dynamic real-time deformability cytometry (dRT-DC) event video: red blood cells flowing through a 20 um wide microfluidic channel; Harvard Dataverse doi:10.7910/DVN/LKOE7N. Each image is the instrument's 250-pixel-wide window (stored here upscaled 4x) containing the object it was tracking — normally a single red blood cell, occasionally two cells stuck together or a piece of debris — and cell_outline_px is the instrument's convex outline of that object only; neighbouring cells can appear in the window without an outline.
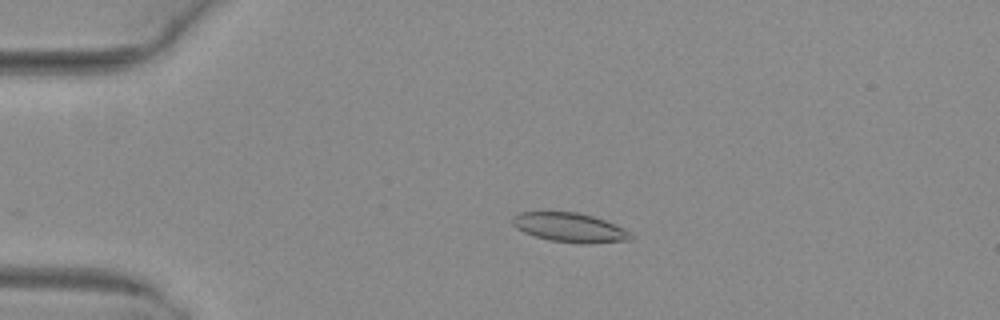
{"species": "common noctule bat (a hibernating species)", "species_latin": "Nyctalus noctula", "temperature_condition": "warm", "stored_images_in_passage": 32, "camera_frame_rate_fps": 3000, "um_per_image_px": 0.085, "animal": {"sex": "female", "body_mass_g": 29.2, "forearm_length_mm": 56.3}, "frame": {"image": 1, "passage_image": 3, "time_ms": 0.667, "image_size_px": [1000, 320], "cell_outline_px": [[636, 236], [632, 240], [588, 244], [580, 244], [548, 240], [524, 232], [516, 228], [512, 224], [512, 216], [520, 212], [544, 208], [580, 212], [604, 220], [624, 228]], "centroid_in_image_um": [48.39, 19.29], "position_along_channel_um": 36.6, "area_um2": 21.27}}
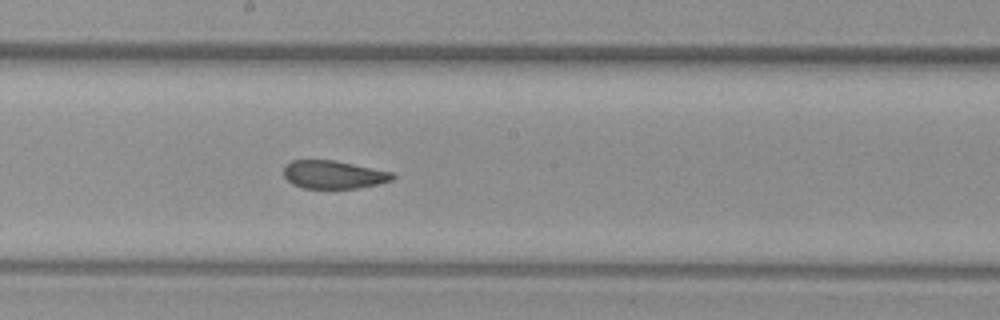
{"frame": {"image": 2, "passage_image": 20, "time_ms": 6.333, "image_size_px": [1000, 320], "cell_outline_px": [[396, 176], [392, 180], [380, 184], [356, 188], [304, 188], [292, 184], [284, 176], [284, 164], [292, 160], [332, 160], [392, 172]], "centroid_in_image_um": [28.33, 14.84], "position_along_channel_um": 219.9, "area_um2": 17.74}}
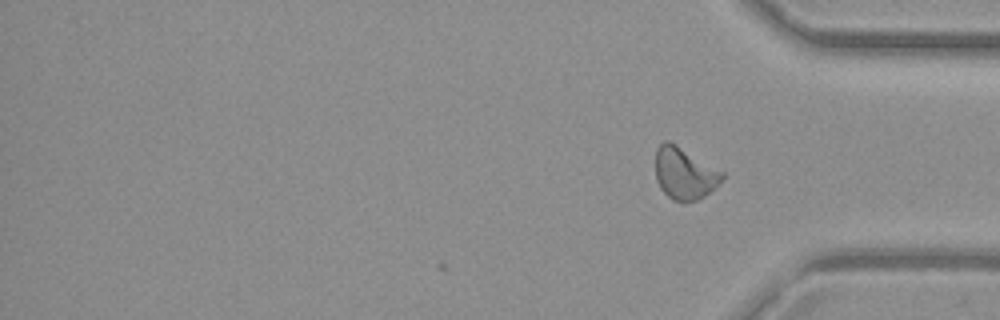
{"frame": {"image": 3, "passage_image": 32, "time_ms": 10.333, "image_size_px": [1000, 320], "cell_outline_px": [[724, 176], [704, 196], [696, 200], [684, 204], [672, 200], [660, 188], [656, 180], [656, 148], [664, 140], [668, 140], [676, 144], [724, 172]], "centroid_in_image_um": [58.14, 14.74], "position_along_channel_um": 377.1, "area_um2": 20.11}, "authors_computed_cell_mechanics": {"area_um2": 19.3341, "velocity_mm_per_s": 4.0206, "shape_relaxation_time_tau1_ms": 9.8607, "shape_relaxation_time_tau2_ms": 1.5336, "deformation_change_tau1": 0.1958, "deformation_change_tau2": 0.0593}}